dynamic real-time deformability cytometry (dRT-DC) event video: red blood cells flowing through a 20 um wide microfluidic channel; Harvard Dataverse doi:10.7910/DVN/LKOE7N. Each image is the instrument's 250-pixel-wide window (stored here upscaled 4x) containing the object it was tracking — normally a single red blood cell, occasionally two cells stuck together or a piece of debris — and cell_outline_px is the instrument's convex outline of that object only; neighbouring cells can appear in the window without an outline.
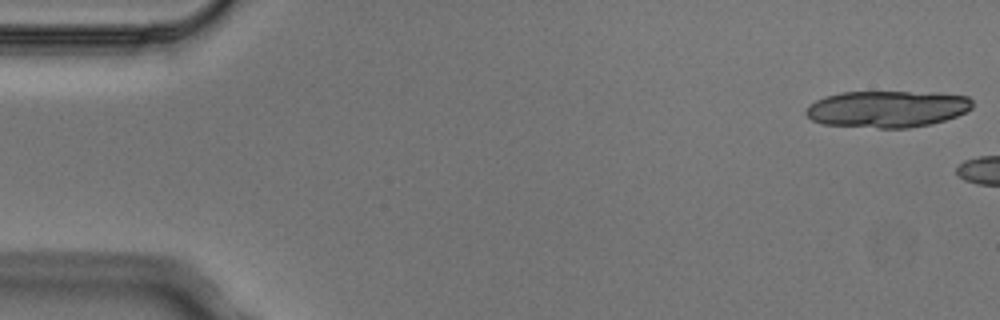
{"species": "Egyptian fruit bat (a non-hibernating species)", "species_latin": "Rousettus aegyptiacus", "temperature_condition": "cold", "stored_images_in_passage": 2, "camera_frame_rate_fps": 3000, "um_per_image_px": 0.085, "animal": {"sex": "male"}, "frame": {"image": 1, "passage_image": 1, "time_ms": 0.0, "image_size_px": [1000, 320], "cell_outline_px": [[972, 108], [956, 116], [932, 124], [908, 128], [876, 128], [820, 124], [812, 120], [804, 112], [804, 108], [808, 104], [824, 96], [840, 92], [936, 92], [968, 96], [972, 100]], "centroid_in_image_um": [75.37, 9.26], "position_along_channel_um": 9.6, "area_um2": 36.07}}